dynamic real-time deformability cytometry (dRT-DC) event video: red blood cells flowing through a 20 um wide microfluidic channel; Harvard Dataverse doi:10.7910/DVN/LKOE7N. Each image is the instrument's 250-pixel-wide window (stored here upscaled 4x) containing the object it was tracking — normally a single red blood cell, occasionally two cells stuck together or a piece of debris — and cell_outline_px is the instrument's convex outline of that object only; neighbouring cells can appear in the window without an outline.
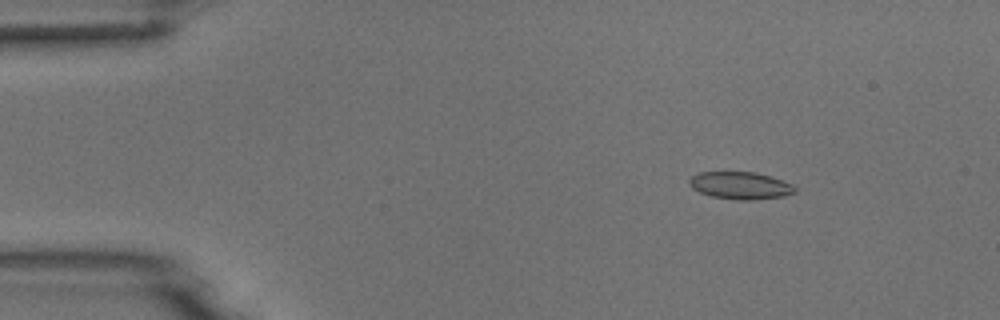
{"species": "common noctule bat (a hibernating species)", "species_latin": "Nyctalus noctula", "temperature_condition": "room temperature", "stored_images_in_passage": 5, "camera_frame_rate_fps": 3000, "um_per_image_px": 0.085, "animal": {"sex": "male", "body_mass_g": 18.8}, "frame": {"image": 1, "passage_image": 3, "time_ms": 2.333, "image_size_px": [1000, 320], "cell_outline_px": [[796, 192], [784, 196], [752, 200], [736, 200], [712, 196], [700, 192], [692, 188], [688, 184], [688, 180], [692, 176], [700, 172], [756, 172], [792, 184], [796, 188]], "centroid_in_image_um": [62.91, 15.77], "position_along_channel_um": 22.1, "area_um2": 16.76}}